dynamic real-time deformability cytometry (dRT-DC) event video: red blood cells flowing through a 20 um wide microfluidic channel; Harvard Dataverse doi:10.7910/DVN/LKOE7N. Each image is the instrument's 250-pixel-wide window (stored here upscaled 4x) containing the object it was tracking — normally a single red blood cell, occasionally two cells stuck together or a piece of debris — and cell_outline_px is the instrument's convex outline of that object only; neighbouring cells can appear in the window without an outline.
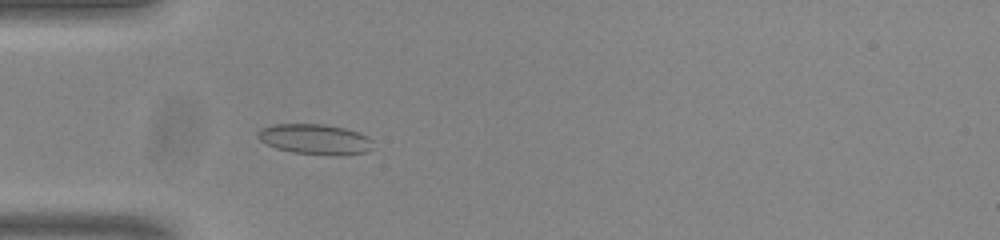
{"species": "common noctule bat (a hibernating species)", "species_latin": "Nyctalus noctula", "temperature_condition": "room temperature", "stored_images_in_passage": 43, "camera_frame_rate_fps": 3000, "um_per_image_px": 0.085, "animal": {"sex": "male", "body_mass_g": 20.0, "forearm_length_mm": 53.3}, "frame": {"image": 1, "passage_image": 6, "time_ms": 1.667, "image_size_px": [1000, 240], "cell_outline_px": [[372, 140], [368, 152], [336, 156], [332, 156], [292, 152], [276, 148], [260, 140], [256, 136], [256, 132], [260, 128], [276, 124], [324, 124], [344, 128], [360, 132], [368, 136]], "centroid_in_image_um": [26.77, 11.84], "position_along_channel_um": 58.2, "area_um2": 20.52}}
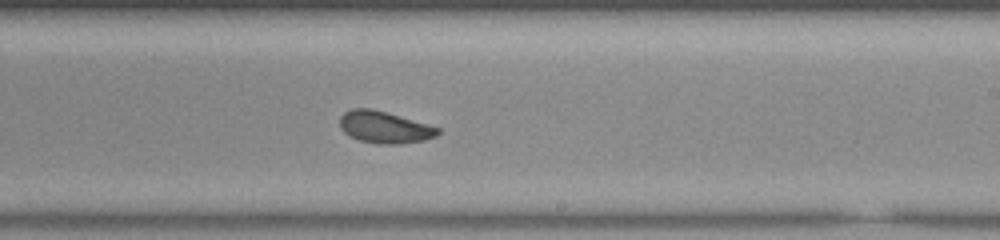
{"frame": {"image": 2, "passage_image": 22, "time_ms": 7.0, "image_size_px": [1000, 240], "cell_outline_px": [[440, 132], [436, 136], [424, 140], [400, 144], [380, 144], [360, 140], [348, 136], [340, 128], [340, 116], [344, 112], [352, 108], [372, 108], [440, 128]], "centroid_in_image_um": [32.65, 10.81], "position_along_channel_um": 256.4, "area_um2": 18.15}}
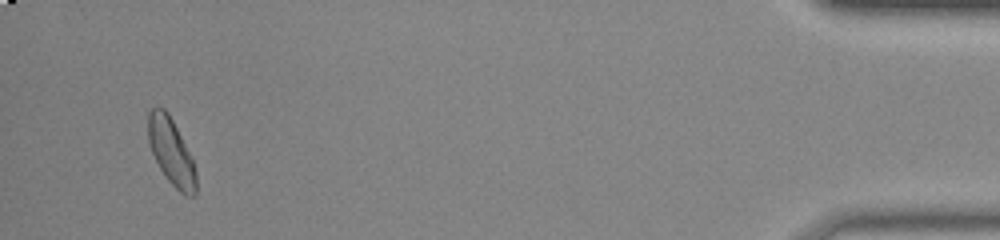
{"frame": {"image": 3, "passage_image": 41, "time_ms": 13.333, "image_size_px": [1000, 240], "cell_outline_px": [[196, 196], [184, 196], [168, 180], [160, 168], [152, 152], [148, 140], [148, 112], [152, 108], [164, 108], [168, 112], [192, 160], [196, 172]], "centroid_in_image_um": [14.55, 12.92], "position_along_channel_um": 420.7, "area_um2": 18.15}, "authors_computed_cell_mechanics": {"area_um2": 18.6694, "velocity_mm_per_s": 3.8062, "shape_relaxation_time_tau1_ms": 3.5737, "shape_relaxation_time_tau2_ms": 1.2459, "deformation_change_tau1": 0.0894, "deformation_change_tau2": 0.0632}}